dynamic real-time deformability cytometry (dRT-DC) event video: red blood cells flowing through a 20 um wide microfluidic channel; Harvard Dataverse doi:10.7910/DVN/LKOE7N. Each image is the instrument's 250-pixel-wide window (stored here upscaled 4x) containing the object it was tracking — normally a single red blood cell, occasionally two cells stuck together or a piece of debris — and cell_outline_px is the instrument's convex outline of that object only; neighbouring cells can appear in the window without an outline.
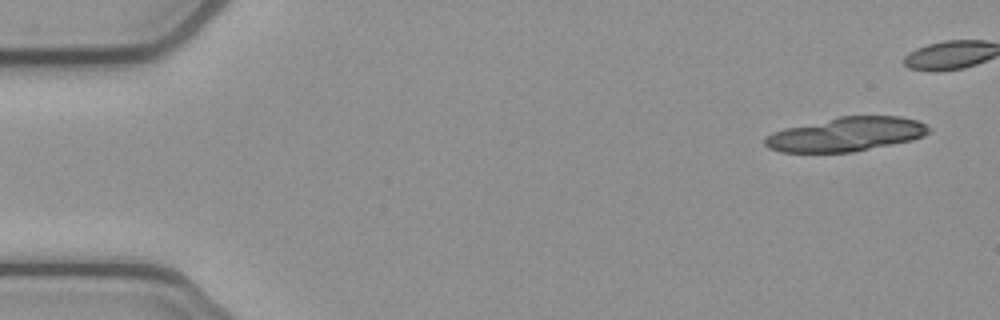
{"species": "common noctule bat (a hibernating species)", "species_latin": "Nyctalus noctula", "temperature_condition": "cold", "stored_images_in_passage": 37, "camera_frame_rate_fps": 3000, "um_per_image_px": 0.085, "animal": {"sex": "female", "body_mass_g": 21.9}, "frame": {"image": 1, "passage_image": 1, "time_ms": 0.0, "image_size_px": [1000, 320], "cell_outline_px": [[932, 128], [924, 136], [912, 140], [852, 152], [780, 152], [768, 148], [764, 144], [764, 136], [772, 132], [784, 128], [840, 116], [900, 116], [916, 120]], "centroid_in_image_um": [71.89, 11.41], "position_along_channel_um": 13.1, "area_um2": 32.54}}